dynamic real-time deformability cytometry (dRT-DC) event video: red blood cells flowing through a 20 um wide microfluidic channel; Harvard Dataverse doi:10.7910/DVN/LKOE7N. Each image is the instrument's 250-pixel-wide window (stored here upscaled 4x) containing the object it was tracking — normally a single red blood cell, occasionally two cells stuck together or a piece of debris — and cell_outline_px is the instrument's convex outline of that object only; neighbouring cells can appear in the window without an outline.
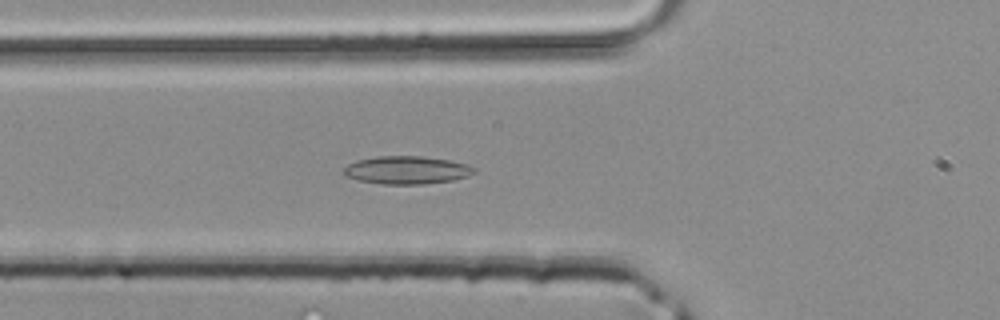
{"species": "common noctule bat (a hibernating species)", "species_latin": "Nyctalus noctula", "temperature_condition": "room temperature", "stored_images_in_passage": 31, "camera_frame_rate_fps": 3000, "um_per_image_px": 0.085, "animal": {"sex": "male", "body_mass_g": 20.4}, "frame": {"image": 1, "passage_image": 9, "time_ms": 2.667, "image_size_px": [1000, 320], "cell_outline_px": [[476, 172], [468, 176], [452, 180], [420, 184], [380, 184], [356, 180], [344, 176], [344, 168], [348, 164], [356, 160], [376, 156], [420, 156], [452, 160], [468, 164], [476, 168]], "centroid_in_image_um": [34.57, 14.45], "position_along_channel_um": 91.2, "area_um2": 21.44}}
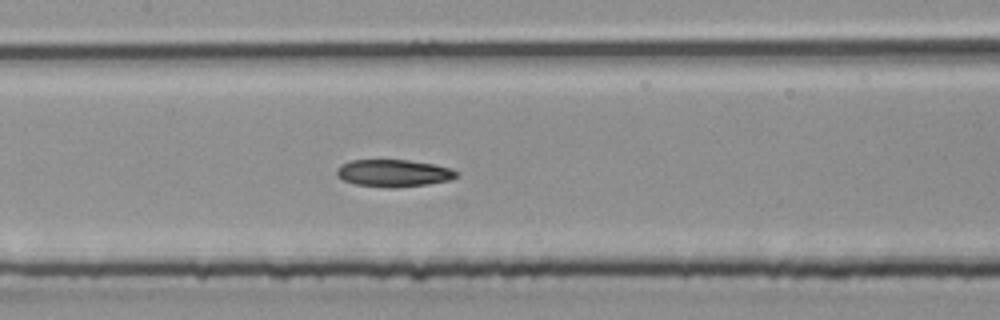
{"frame": {"image": 2, "passage_image": 14, "time_ms": 4.333, "image_size_px": [1000, 320], "cell_outline_px": [[456, 176], [448, 180], [428, 184], [396, 188], [388, 188], [356, 184], [344, 180], [336, 172], [336, 168], [340, 164], [352, 160], [408, 160], [432, 164], [452, 168], [456, 172]], "centroid_in_image_um": [33.43, 14.71], "position_along_channel_um": 174.0, "area_um2": 18.84}}
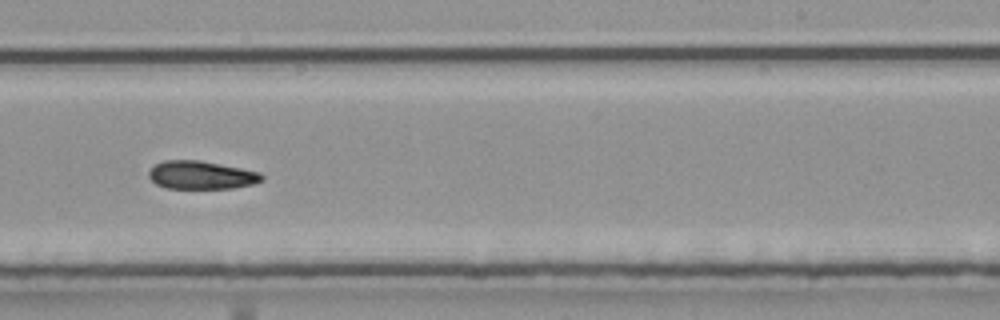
{"frame": {"image": 3, "passage_image": 20, "time_ms": 6.333, "image_size_px": [1000, 320], "cell_outline_px": [[264, 180], [252, 184], [232, 188], [164, 188], [156, 184], [148, 176], [148, 172], [156, 164], [164, 160], [200, 160], [260, 172], [264, 176]], "centroid_in_image_um": [17.1, 14.88], "position_along_channel_um": 271.9, "area_um2": 18.5}}